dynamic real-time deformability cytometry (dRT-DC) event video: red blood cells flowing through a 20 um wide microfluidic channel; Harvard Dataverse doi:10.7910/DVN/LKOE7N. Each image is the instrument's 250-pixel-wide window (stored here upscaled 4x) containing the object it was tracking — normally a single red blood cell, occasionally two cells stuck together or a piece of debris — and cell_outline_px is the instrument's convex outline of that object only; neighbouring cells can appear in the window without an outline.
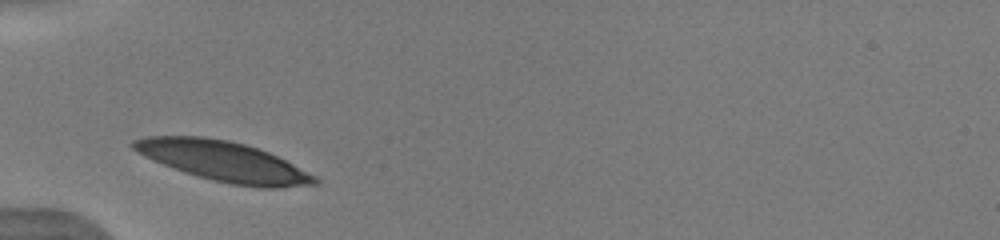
{"species": "human", "species_latin": "Homo sapiens", "temperature_condition": "warm", "stored_images_in_passage": 29, "camera_frame_rate_fps": 3000, "um_per_image_px": 0.085, "donor": {"sex": "male"}, "frame": {"image": 1, "passage_image": 1, "time_ms": 0.0, "image_size_px": [1000, 240], "cell_outline_px": [[320, 184], [280, 188], [260, 188], [232, 184], [212, 180], [184, 172], [144, 156], [136, 152], [128, 144], [132, 140], [144, 136], [204, 136], [228, 140], [244, 144], [268, 152], [316, 176], [320, 180]], "centroid_in_image_um": [18.98, 13.71], "position_along_channel_um": 66.0, "area_um2": 42.25}}
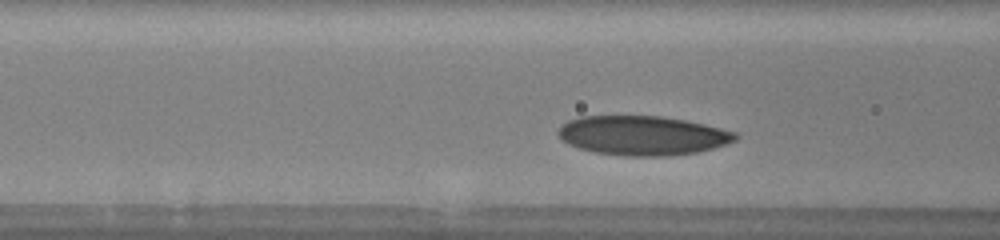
{"frame": {"image": 2, "passage_image": 5, "time_ms": 1.333, "image_size_px": [1000, 240], "cell_outline_px": [[740, 136], [736, 140], [728, 144], [696, 152], [668, 156], [624, 156], [596, 152], [580, 148], [568, 144], [556, 132], [568, 120], [580, 116], [660, 116], [684, 120], [704, 124], [736, 132]], "centroid_in_image_um": [54.64, 11.52], "position_along_channel_um": 112.0, "area_um2": 40.52}}
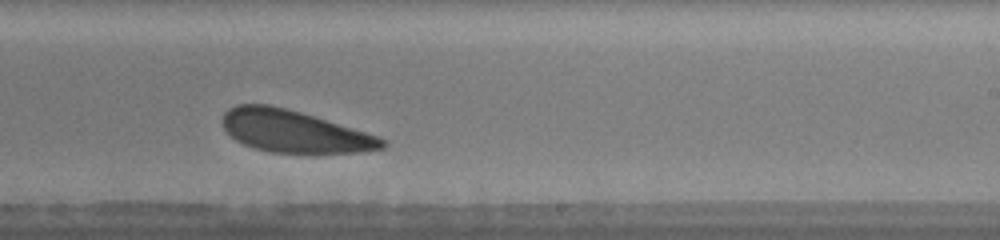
{"frame": {"image": 3, "passage_image": 17, "time_ms": 5.333, "image_size_px": [1000, 240], "cell_outline_px": [[388, 144], [384, 148], [360, 152], [312, 156], [272, 152], [256, 148], [244, 144], [236, 140], [224, 128], [220, 120], [224, 112], [228, 108], [236, 104], [268, 104], [300, 112], [364, 132], [376, 136], [384, 140]], "centroid_in_image_um": [24.99, 11.21], "position_along_channel_um": 264.0, "area_um2": 39.77}, "authors_computed_cell_mechanics": {"area_um2": 40.6334, "velocity_mm_per_s": 3.8089, "shape_relaxation_time_tau1_ms": 1.9508, "shape_relaxation_time_tau2_ms": 5.4303, "deformation_change_tau1": 0.0792, "deformation_change_tau2": 0.152}}